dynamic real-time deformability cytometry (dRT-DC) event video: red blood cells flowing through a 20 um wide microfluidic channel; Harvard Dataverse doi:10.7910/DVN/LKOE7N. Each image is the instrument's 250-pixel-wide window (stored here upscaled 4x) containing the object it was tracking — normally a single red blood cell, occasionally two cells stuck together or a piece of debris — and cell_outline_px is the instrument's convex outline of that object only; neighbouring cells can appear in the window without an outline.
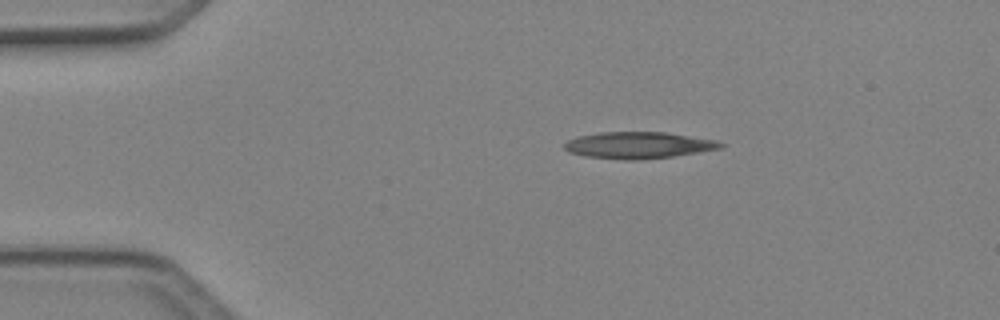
{"species": "Egyptian fruit bat (a non-hibernating species)", "species_latin": "Rousettus aegyptiacus", "temperature_condition": "cold", "stored_images_in_passage": 41, "camera_frame_rate_fps": 3000, "um_per_image_px": 0.085, "animal": {"sex": "female"}, "frame": {"image": 1, "passage_image": 1, "time_ms": 0.0, "image_size_px": [1000, 320], "cell_outline_px": [[724, 148], [672, 156], [640, 160], [624, 160], [584, 156], [568, 152], [564, 148], [564, 144], [568, 140], [580, 136], [600, 132], [664, 132], [716, 140], [724, 144]], "centroid_in_image_um": [54.26, 12.35], "position_along_channel_um": 30.7, "area_um2": 24.16}}
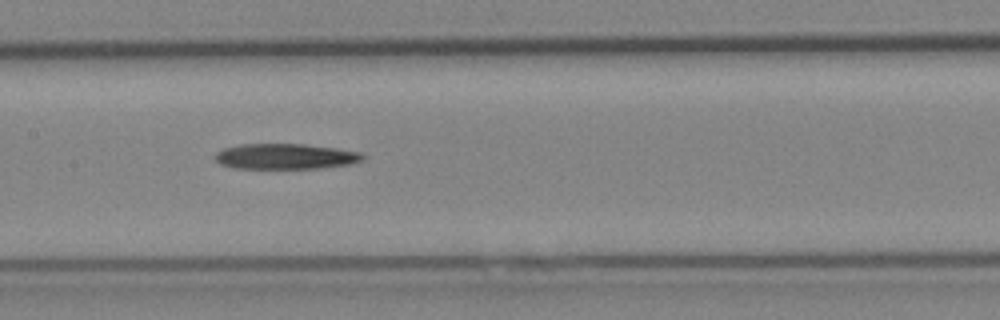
{"frame": {"image": 2, "passage_image": 16, "time_ms": 5.0, "image_size_px": [1000, 320], "cell_outline_px": [[364, 160], [348, 164], [316, 168], [232, 168], [220, 164], [212, 156], [216, 152], [224, 148], [240, 144], [304, 144], [336, 148], [360, 152], [364, 156]], "centroid_in_image_um": [24.21, 13.29], "position_along_channel_um": 183.2, "area_um2": 21.91}}
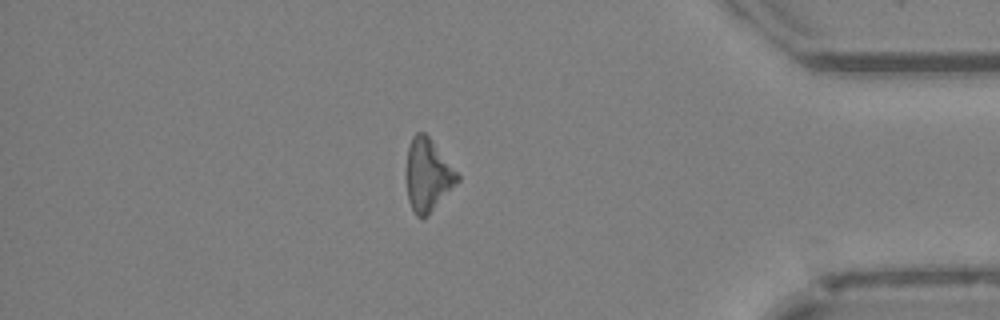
{"frame": {"image": 3, "passage_image": 34, "time_ms": 11.0, "image_size_px": [1000, 320], "cell_outline_px": [[460, 180], [428, 216], [416, 216], [408, 200], [404, 176], [404, 168], [408, 148], [412, 136], [416, 132], [424, 132], [428, 136], [460, 176]], "centroid_in_image_um": [36.31, 14.88], "position_along_channel_um": 398.9, "area_um2": 21.85}, "authors_computed_cell_mechanics": {"area_um2": 22.3686, "velocity_mm_per_s": 4.1279, "shape_relaxation_time_tau1_ms": 4.6116, "shape_relaxation_time_tau2_ms": null, "deformation_change_tau1": 0.1061, "deformation_change_tau2": null}}